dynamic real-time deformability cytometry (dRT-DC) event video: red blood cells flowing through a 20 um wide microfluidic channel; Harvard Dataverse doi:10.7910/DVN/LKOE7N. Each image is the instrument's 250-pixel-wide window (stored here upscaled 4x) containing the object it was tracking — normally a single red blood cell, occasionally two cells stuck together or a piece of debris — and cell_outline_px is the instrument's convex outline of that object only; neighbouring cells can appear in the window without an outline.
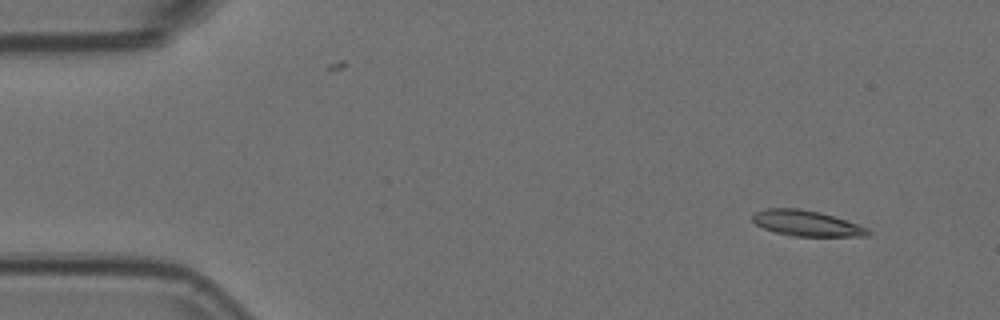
{"species": "Egyptian fruit bat (a non-hibernating species)", "species_latin": "Rousettus aegyptiacus", "temperature_condition": "room temperature", "stored_images_in_passage": 5, "segment_of_instrument_passage": [1, 2], "camera_frame_rate_fps": 3000, "um_per_image_px": 0.085, "animal": {"sex": "female"}, "frame": {"image": 1, "passage_image": 1, "time_ms": 0.0, "image_size_px": [1000, 320], "cell_outline_px": [[872, 232], [868, 236], [792, 236], [776, 232], [764, 228], [756, 224], [752, 220], [752, 216], [756, 212], [768, 208], [800, 208], [820, 212], [868, 228]], "centroid_in_image_um": [68.55, 18.98], "position_along_channel_um": 16.4, "area_um2": 17.05}}